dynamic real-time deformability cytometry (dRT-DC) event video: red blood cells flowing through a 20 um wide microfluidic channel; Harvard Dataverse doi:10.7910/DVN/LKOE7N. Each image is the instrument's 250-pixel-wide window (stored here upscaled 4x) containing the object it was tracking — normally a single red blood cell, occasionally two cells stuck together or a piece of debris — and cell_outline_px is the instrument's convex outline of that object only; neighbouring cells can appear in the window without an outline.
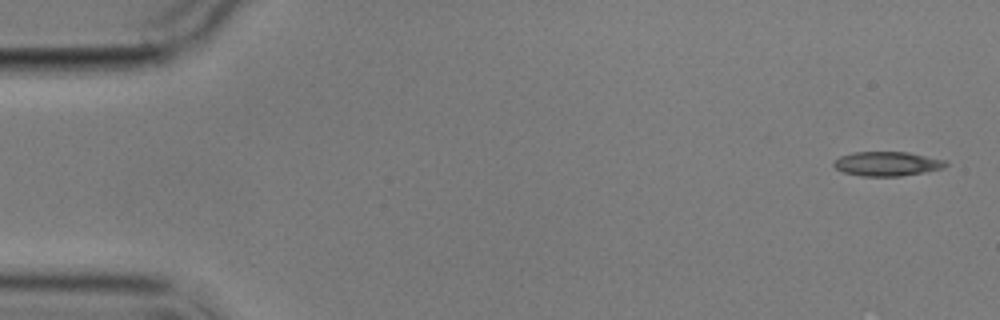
{"species": "common noctule bat (a hibernating species)", "species_latin": "Nyctalus noctula", "temperature_condition": "cold", "stored_images_in_passage": 4, "camera_frame_rate_fps": 3000, "um_per_image_px": 0.085, "animal": {"sex": "male", "body_mass_g": 17.9}, "frame": {"image": 1, "passage_image": 1, "time_ms": 0.0, "image_size_px": [1000, 320], "cell_outline_px": [[948, 164], [944, 168], [924, 172], [900, 176], [860, 176], [844, 172], [836, 168], [832, 164], [840, 156], [852, 152], [908, 152], [948, 160]], "centroid_in_image_um": [75.44, 13.91], "position_along_channel_um": 9.6, "area_um2": 15.95}}
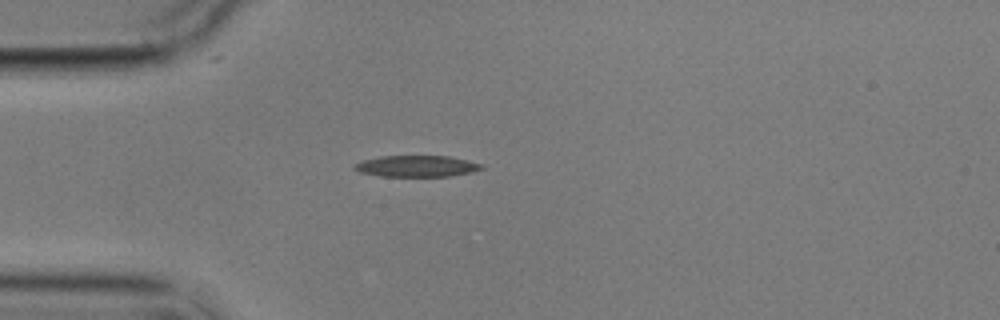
{"frame": {"image": 2, "passage_image": 4, "time_ms": 4.333, "image_size_px": [1000, 320], "cell_outline_px": [[484, 168], [472, 172], [448, 176], [380, 176], [360, 172], [352, 168], [352, 164], [360, 160], [380, 156], [448, 156], [468, 160], [484, 164]], "centroid_in_image_um": [35.38, 14.11], "position_along_channel_um": 49.6, "area_um2": 15.95}}